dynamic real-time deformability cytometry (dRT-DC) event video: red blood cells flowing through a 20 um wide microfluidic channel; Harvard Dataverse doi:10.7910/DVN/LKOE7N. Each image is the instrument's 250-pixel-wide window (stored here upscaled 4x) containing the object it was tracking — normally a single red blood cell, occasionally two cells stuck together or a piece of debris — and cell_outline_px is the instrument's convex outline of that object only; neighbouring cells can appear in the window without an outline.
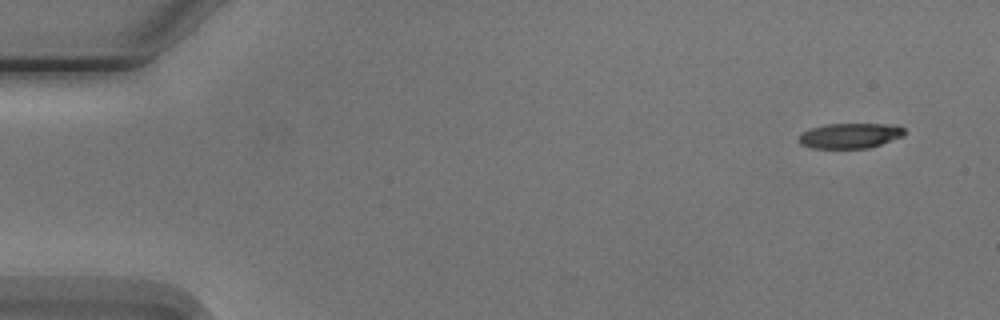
{"species": "Egyptian fruit bat (a non-hibernating species)", "species_latin": "Rousettus aegyptiacus", "temperature_condition": "cold", "stored_images_in_passage": 5, "camera_frame_rate_fps": 3000, "um_per_image_px": 0.085, "animal": {"sex": "male"}, "frame": {"image": 1, "passage_image": 1, "time_ms": 0.0, "image_size_px": [1000, 320], "cell_outline_px": [[904, 136], [868, 148], [812, 148], [800, 144], [800, 136], [804, 132], [812, 128], [828, 124], [896, 124], [904, 128]], "centroid_in_image_um": [72.3, 11.53], "position_along_channel_um": 12.7, "area_um2": 15.32}}
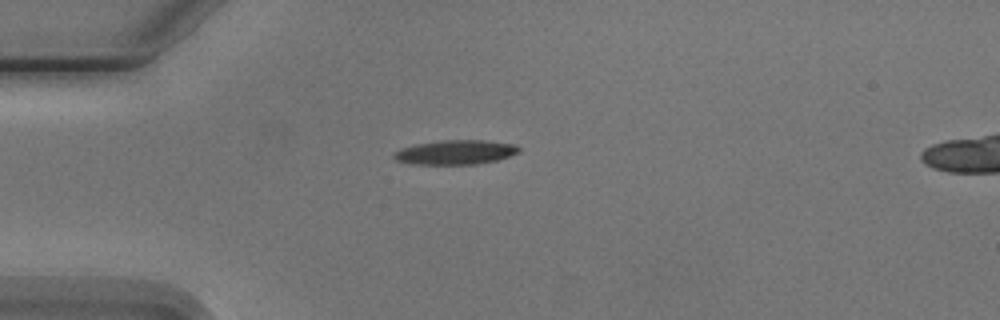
{"frame": {"image": 2, "passage_image": 4, "time_ms": 3.667, "image_size_px": [1000, 320], "cell_outline_px": [[520, 152], [496, 160], [476, 164], [412, 164], [396, 160], [392, 156], [400, 148], [416, 144], [444, 140], [484, 140], [516, 144], [520, 148]], "centroid_in_image_um": [38.73, 12.94], "position_along_channel_um": 46.3, "area_um2": 17.69}}